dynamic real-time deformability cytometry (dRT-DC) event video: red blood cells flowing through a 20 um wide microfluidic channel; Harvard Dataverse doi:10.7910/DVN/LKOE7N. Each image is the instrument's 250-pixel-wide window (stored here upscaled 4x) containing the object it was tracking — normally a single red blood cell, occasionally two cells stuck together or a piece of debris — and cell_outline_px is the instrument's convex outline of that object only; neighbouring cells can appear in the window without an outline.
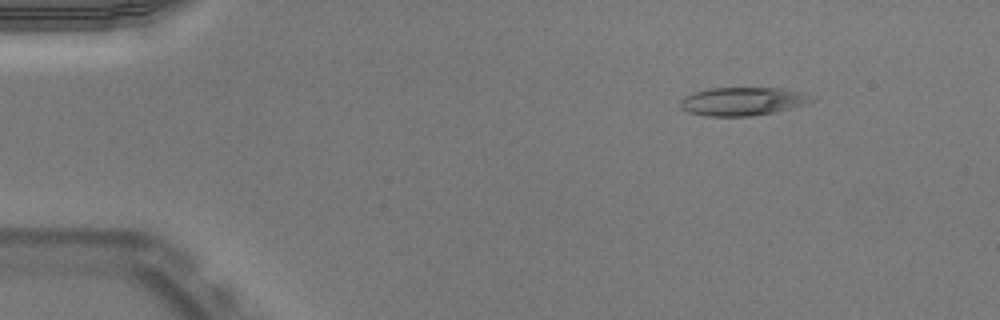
{"species": "Egyptian fruit bat (a non-hibernating species)", "species_latin": "Rousettus aegyptiacus", "temperature_condition": "warm", "stored_images_in_passage": 46, "camera_frame_rate_fps": 3000, "um_per_image_px": 0.085, "animal": {"sex": "male"}, "frame": {"image": 1, "passage_image": 2, "time_ms": 0.333, "image_size_px": [1000, 320], "cell_outline_px": [[816, 100], [808, 104], [776, 112], [748, 116], [704, 116], [688, 112], [680, 108], [680, 100], [684, 96], [692, 92], [708, 88], [780, 88], [800, 92]], "centroid_in_image_um": [63.08, 8.62], "position_along_channel_um": 21.9, "area_um2": 21.79}}
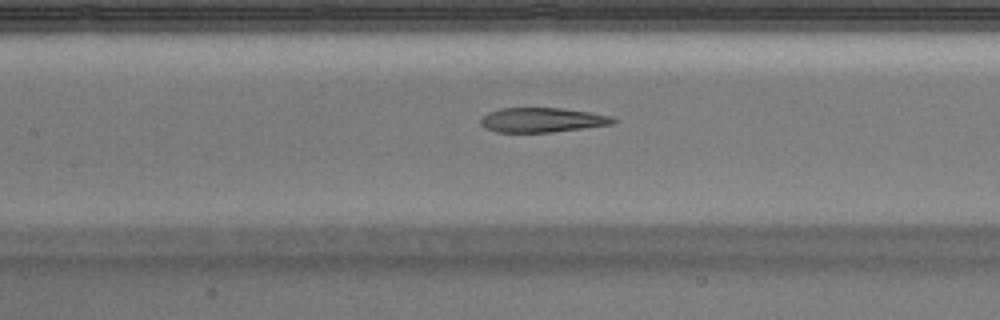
{"frame": {"image": 2, "passage_image": 19, "time_ms": 6.0, "image_size_px": [1000, 320], "cell_outline_px": [[616, 120], [612, 124], [552, 132], [496, 132], [484, 128], [480, 124], [480, 116], [488, 112], [500, 108], [560, 108], [588, 112], [612, 116]], "centroid_in_image_um": [46.0, 10.2], "position_along_channel_um": 161.4, "area_um2": 18.96}}
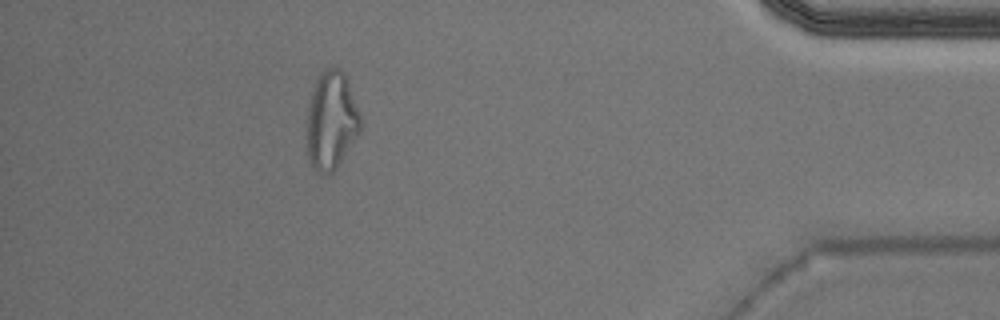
{"frame": {"image": 3, "passage_image": 41, "time_ms": 13.333, "image_size_px": [1000, 320], "cell_outline_px": [[360, 132], [336, 168], [328, 176], [324, 176], [316, 172], [308, 156], [308, 104], [316, 80], [320, 72], [328, 68], [340, 68], [344, 72], [348, 80], [360, 116]], "centroid_in_image_um": [28.17, 10.26], "position_along_channel_um": 407.0, "area_um2": 30.4}, "authors_computed_cell_mechanics": {"area_um2": 21.6172, "velocity_mm_per_s": 3.9908, "shape_relaxation_time_tau1_ms": null, "shape_relaxation_time_tau2_ms": 2.4026, "deformation_change_tau1": null, "deformation_change_tau2": 0.1153}}